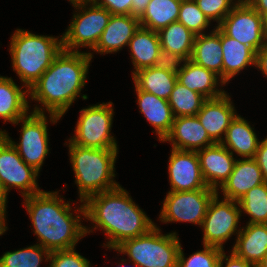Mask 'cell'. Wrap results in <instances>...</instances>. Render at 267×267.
<instances>
[{"mask_svg": "<svg viewBox=\"0 0 267 267\" xmlns=\"http://www.w3.org/2000/svg\"><path fill=\"white\" fill-rule=\"evenodd\" d=\"M93 52H76L62 50L52 65L28 90L31 100L41 103L32 112L49 114L50 122L57 123L86 84L89 64Z\"/></svg>", "mask_w": 267, "mask_h": 267, "instance_id": "6da1fadb", "label": "cell"}, {"mask_svg": "<svg viewBox=\"0 0 267 267\" xmlns=\"http://www.w3.org/2000/svg\"><path fill=\"white\" fill-rule=\"evenodd\" d=\"M84 206L85 219L93 224V229L86 227V234L98 228L103 230L108 236L103 246L108 249H115L123 241L142 236L156 226L120 185L89 197Z\"/></svg>", "mask_w": 267, "mask_h": 267, "instance_id": "7a4b0ae2", "label": "cell"}, {"mask_svg": "<svg viewBox=\"0 0 267 267\" xmlns=\"http://www.w3.org/2000/svg\"><path fill=\"white\" fill-rule=\"evenodd\" d=\"M58 195V191H41L24 197L34 234L40 239L38 244L49 252L75 248L79 239L86 236V226L80 219V214L85 218L84 203L76 208L78 215L73 216L70 202Z\"/></svg>", "mask_w": 267, "mask_h": 267, "instance_id": "3957f363", "label": "cell"}, {"mask_svg": "<svg viewBox=\"0 0 267 267\" xmlns=\"http://www.w3.org/2000/svg\"><path fill=\"white\" fill-rule=\"evenodd\" d=\"M12 67L29 90L63 50L62 36L37 35L16 29L11 36Z\"/></svg>", "mask_w": 267, "mask_h": 267, "instance_id": "277c9868", "label": "cell"}, {"mask_svg": "<svg viewBox=\"0 0 267 267\" xmlns=\"http://www.w3.org/2000/svg\"><path fill=\"white\" fill-rule=\"evenodd\" d=\"M70 162L79 190V200L117 188L114 180L118 149H94L81 147L68 141Z\"/></svg>", "mask_w": 267, "mask_h": 267, "instance_id": "5b68a950", "label": "cell"}, {"mask_svg": "<svg viewBox=\"0 0 267 267\" xmlns=\"http://www.w3.org/2000/svg\"><path fill=\"white\" fill-rule=\"evenodd\" d=\"M176 232L162 234L155 226L148 233L123 241L114 251L126 254L134 267H177L181 246Z\"/></svg>", "mask_w": 267, "mask_h": 267, "instance_id": "8992f818", "label": "cell"}, {"mask_svg": "<svg viewBox=\"0 0 267 267\" xmlns=\"http://www.w3.org/2000/svg\"><path fill=\"white\" fill-rule=\"evenodd\" d=\"M113 103H100L80 110L75 135L69 140L78 146L94 149H118L111 136Z\"/></svg>", "mask_w": 267, "mask_h": 267, "instance_id": "52a82bcc", "label": "cell"}, {"mask_svg": "<svg viewBox=\"0 0 267 267\" xmlns=\"http://www.w3.org/2000/svg\"><path fill=\"white\" fill-rule=\"evenodd\" d=\"M73 7L76 10L73 20L62 35L63 49L79 52L80 47H87L93 50L112 14L95 4Z\"/></svg>", "mask_w": 267, "mask_h": 267, "instance_id": "ba28073f", "label": "cell"}, {"mask_svg": "<svg viewBox=\"0 0 267 267\" xmlns=\"http://www.w3.org/2000/svg\"><path fill=\"white\" fill-rule=\"evenodd\" d=\"M30 115L19 119L16 123H22L21 138L19 143L11 140L6 130H0L10 144L18 151L22 160L28 165L40 172L45 157L49 153L48 129L46 113L31 112Z\"/></svg>", "mask_w": 267, "mask_h": 267, "instance_id": "9c48e42d", "label": "cell"}, {"mask_svg": "<svg viewBox=\"0 0 267 267\" xmlns=\"http://www.w3.org/2000/svg\"><path fill=\"white\" fill-rule=\"evenodd\" d=\"M217 192L210 200L201 227L203 229V245L223 249V244L231 238L234 233L238 235L240 217V206L238 201L223 198L219 201Z\"/></svg>", "mask_w": 267, "mask_h": 267, "instance_id": "30bf717a", "label": "cell"}, {"mask_svg": "<svg viewBox=\"0 0 267 267\" xmlns=\"http://www.w3.org/2000/svg\"><path fill=\"white\" fill-rule=\"evenodd\" d=\"M215 189L169 191L163 201L159 220L163 223L190 222L201 226Z\"/></svg>", "mask_w": 267, "mask_h": 267, "instance_id": "8fae6325", "label": "cell"}, {"mask_svg": "<svg viewBox=\"0 0 267 267\" xmlns=\"http://www.w3.org/2000/svg\"><path fill=\"white\" fill-rule=\"evenodd\" d=\"M38 174L39 172L28 166L18 151L0 134V185L4 194L7 196L13 187L20 189L23 197L43 191L38 187Z\"/></svg>", "mask_w": 267, "mask_h": 267, "instance_id": "7c38bea8", "label": "cell"}, {"mask_svg": "<svg viewBox=\"0 0 267 267\" xmlns=\"http://www.w3.org/2000/svg\"><path fill=\"white\" fill-rule=\"evenodd\" d=\"M218 27L229 37L257 53L266 43L262 16L245 0H239Z\"/></svg>", "mask_w": 267, "mask_h": 267, "instance_id": "4fadbf2b", "label": "cell"}, {"mask_svg": "<svg viewBox=\"0 0 267 267\" xmlns=\"http://www.w3.org/2000/svg\"><path fill=\"white\" fill-rule=\"evenodd\" d=\"M170 191L213 189L205 183L196 151L172 148L168 164Z\"/></svg>", "mask_w": 267, "mask_h": 267, "instance_id": "5bb4252c", "label": "cell"}, {"mask_svg": "<svg viewBox=\"0 0 267 267\" xmlns=\"http://www.w3.org/2000/svg\"><path fill=\"white\" fill-rule=\"evenodd\" d=\"M203 179L217 192L233 171L237 159L221 143L196 151ZM219 186V187H218Z\"/></svg>", "mask_w": 267, "mask_h": 267, "instance_id": "9a60e30c", "label": "cell"}, {"mask_svg": "<svg viewBox=\"0 0 267 267\" xmlns=\"http://www.w3.org/2000/svg\"><path fill=\"white\" fill-rule=\"evenodd\" d=\"M235 107L230 96L206 99L197 113L198 120L215 143H221L231 121L236 117ZM224 135V137L222 136Z\"/></svg>", "mask_w": 267, "mask_h": 267, "instance_id": "2e32d148", "label": "cell"}, {"mask_svg": "<svg viewBox=\"0 0 267 267\" xmlns=\"http://www.w3.org/2000/svg\"><path fill=\"white\" fill-rule=\"evenodd\" d=\"M169 141L172 148L198 151L215 144L197 116H180L173 120L170 133L162 142Z\"/></svg>", "mask_w": 267, "mask_h": 267, "instance_id": "e0dca14e", "label": "cell"}, {"mask_svg": "<svg viewBox=\"0 0 267 267\" xmlns=\"http://www.w3.org/2000/svg\"><path fill=\"white\" fill-rule=\"evenodd\" d=\"M256 160L254 158L238 159L228 179L220 187L225 199L238 201L253 187L265 183Z\"/></svg>", "mask_w": 267, "mask_h": 267, "instance_id": "ac0fdd59", "label": "cell"}, {"mask_svg": "<svg viewBox=\"0 0 267 267\" xmlns=\"http://www.w3.org/2000/svg\"><path fill=\"white\" fill-rule=\"evenodd\" d=\"M139 27V17L112 14L93 51L100 54L120 51L122 47L128 46L130 39Z\"/></svg>", "mask_w": 267, "mask_h": 267, "instance_id": "d6986e66", "label": "cell"}, {"mask_svg": "<svg viewBox=\"0 0 267 267\" xmlns=\"http://www.w3.org/2000/svg\"><path fill=\"white\" fill-rule=\"evenodd\" d=\"M177 81L189 90L200 93L206 99L217 98L225 93L221 88L217 89L218 81L221 82V87L225 85L217 74L195 64L190 59L183 62L177 74Z\"/></svg>", "mask_w": 267, "mask_h": 267, "instance_id": "ffe728a7", "label": "cell"}, {"mask_svg": "<svg viewBox=\"0 0 267 267\" xmlns=\"http://www.w3.org/2000/svg\"><path fill=\"white\" fill-rule=\"evenodd\" d=\"M135 91L139 112L155 128V133L158 135L159 141L162 142L170 133L174 120L168 100L140 90L136 85Z\"/></svg>", "mask_w": 267, "mask_h": 267, "instance_id": "44dd1931", "label": "cell"}, {"mask_svg": "<svg viewBox=\"0 0 267 267\" xmlns=\"http://www.w3.org/2000/svg\"><path fill=\"white\" fill-rule=\"evenodd\" d=\"M232 248L237 257L258 266L267 254V224L247 223Z\"/></svg>", "mask_w": 267, "mask_h": 267, "instance_id": "7402d4cb", "label": "cell"}, {"mask_svg": "<svg viewBox=\"0 0 267 267\" xmlns=\"http://www.w3.org/2000/svg\"><path fill=\"white\" fill-rule=\"evenodd\" d=\"M220 39L223 51L222 82L226 84L247 66L256 65V53L249 46L227 36L221 29Z\"/></svg>", "mask_w": 267, "mask_h": 267, "instance_id": "603a6c76", "label": "cell"}, {"mask_svg": "<svg viewBox=\"0 0 267 267\" xmlns=\"http://www.w3.org/2000/svg\"><path fill=\"white\" fill-rule=\"evenodd\" d=\"M253 130L254 128L246 119L236 115L231 121L221 144L232 154L235 152L242 159L254 158L260 141Z\"/></svg>", "mask_w": 267, "mask_h": 267, "instance_id": "cb8c5ba5", "label": "cell"}, {"mask_svg": "<svg viewBox=\"0 0 267 267\" xmlns=\"http://www.w3.org/2000/svg\"><path fill=\"white\" fill-rule=\"evenodd\" d=\"M223 51L221 48L220 28L216 26L210 34L196 35L190 60L195 64L213 71L222 80Z\"/></svg>", "mask_w": 267, "mask_h": 267, "instance_id": "d4e9b609", "label": "cell"}, {"mask_svg": "<svg viewBox=\"0 0 267 267\" xmlns=\"http://www.w3.org/2000/svg\"><path fill=\"white\" fill-rule=\"evenodd\" d=\"M13 81L12 78L0 76V118L4 122L16 123L28 114V89L26 91ZM27 93V94H26Z\"/></svg>", "mask_w": 267, "mask_h": 267, "instance_id": "484cf974", "label": "cell"}, {"mask_svg": "<svg viewBox=\"0 0 267 267\" xmlns=\"http://www.w3.org/2000/svg\"><path fill=\"white\" fill-rule=\"evenodd\" d=\"M128 46L135 71L152 67L157 61L161 49L158 33L140 26L130 39Z\"/></svg>", "mask_w": 267, "mask_h": 267, "instance_id": "4316f807", "label": "cell"}, {"mask_svg": "<svg viewBox=\"0 0 267 267\" xmlns=\"http://www.w3.org/2000/svg\"><path fill=\"white\" fill-rule=\"evenodd\" d=\"M134 84L145 92L168 100L177 82V74L155 66L138 70L133 75Z\"/></svg>", "mask_w": 267, "mask_h": 267, "instance_id": "83f0119b", "label": "cell"}, {"mask_svg": "<svg viewBox=\"0 0 267 267\" xmlns=\"http://www.w3.org/2000/svg\"><path fill=\"white\" fill-rule=\"evenodd\" d=\"M182 0H150L146 10L139 17L140 26L158 32L176 22Z\"/></svg>", "mask_w": 267, "mask_h": 267, "instance_id": "f1b7e54d", "label": "cell"}, {"mask_svg": "<svg viewBox=\"0 0 267 267\" xmlns=\"http://www.w3.org/2000/svg\"><path fill=\"white\" fill-rule=\"evenodd\" d=\"M162 49L189 60L192 56L195 34L180 22H172L158 32Z\"/></svg>", "mask_w": 267, "mask_h": 267, "instance_id": "f546056e", "label": "cell"}, {"mask_svg": "<svg viewBox=\"0 0 267 267\" xmlns=\"http://www.w3.org/2000/svg\"><path fill=\"white\" fill-rule=\"evenodd\" d=\"M206 100L200 93L189 90L184 85L176 82L168 103L174 118L180 116H196Z\"/></svg>", "mask_w": 267, "mask_h": 267, "instance_id": "4dcf8cb0", "label": "cell"}, {"mask_svg": "<svg viewBox=\"0 0 267 267\" xmlns=\"http://www.w3.org/2000/svg\"><path fill=\"white\" fill-rule=\"evenodd\" d=\"M238 204L240 212L250 216L248 223L267 224V182L249 190Z\"/></svg>", "mask_w": 267, "mask_h": 267, "instance_id": "1f68e13d", "label": "cell"}, {"mask_svg": "<svg viewBox=\"0 0 267 267\" xmlns=\"http://www.w3.org/2000/svg\"><path fill=\"white\" fill-rule=\"evenodd\" d=\"M50 252L35 244L26 248L7 251L0 257V267H40L43 258L48 262Z\"/></svg>", "mask_w": 267, "mask_h": 267, "instance_id": "d6a6232c", "label": "cell"}, {"mask_svg": "<svg viewBox=\"0 0 267 267\" xmlns=\"http://www.w3.org/2000/svg\"><path fill=\"white\" fill-rule=\"evenodd\" d=\"M178 22L195 35H201L211 24L209 18L199 9L194 0H182Z\"/></svg>", "mask_w": 267, "mask_h": 267, "instance_id": "836d02e7", "label": "cell"}, {"mask_svg": "<svg viewBox=\"0 0 267 267\" xmlns=\"http://www.w3.org/2000/svg\"><path fill=\"white\" fill-rule=\"evenodd\" d=\"M222 249L203 245V250L197 251L186 258L182 246L178 252L177 267H218Z\"/></svg>", "mask_w": 267, "mask_h": 267, "instance_id": "e575fe53", "label": "cell"}, {"mask_svg": "<svg viewBox=\"0 0 267 267\" xmlns=\"http://www.w3.org/2000/svg\"><path fill=\"white\" fill-rule=\"evenodd\" d=\"M199 9L209 18L216 21L217 26L234 8L239 0H194ZM235 1V2H234Z\"/></svg>", "mask_w": 267, "mask_h": 267, "instance_id": "d590c367", "label": "cell"}, {"mask_svg": "<svg viewBox=\"0 0 267 267\" xmlns=\"http://www.w3.org/2000/svg\"><path fill=\"white\" fill-rule=\"evenodd\" d=\"M48 267H91V263L75 248L50 252Z\"/></svg>", "mask_w": 267, "mask_h": 267, "instance_id": "8d00e7d4", "label": "cell"}, {"mask_svg": "<svg viewBox=\"0 0 267 267\" xmlns=\"http://www.w3.org/2000/svg\"><path fill=\"white\" fill-rule=\"evenodd\" d=\"M182 62H185L183 57L161 48L154 66L158 69H164L174 74H178L182 68Z\"/></svg>", "mask_w": 267, "mask_h": 267, "instance_id": "74e56055", "label": "cell"}, {"mask_svg": "<svg viewBox=\"0 0 267 267\" xmlns=\"http://www.w3.org/2000/svg\"><path fill=\"white\" fill-rule=\"evenodd\" d=\"M94 4L111 14L131 15L132 0H95Z\"/></svg>", "mask_w": 267, "mask_h": 267, "instance_id": "f35d334b", "label": "cell"}, {"mask_svg": "<svg viewBox=\"0 0 267 267\" xmlns=\"http://www.w3.org/2000/svg\"><path fill=\"white\" fill-rule=\"evenodd\" d=\"M223 262L226 263L225 267H257L256 265L248 263L244 259L237 257L232 251L229 256L228 255L226 256V253L224 250L222 251V254L219 259L218 267H224Z\"/></svg>", "mask_w": 267, "mask_h": 267, "instance_id": "ab89813d", "label": "cell"}, {"mask_svg": "<svg viewBox=\"0 0 267 267\" xmlns=\"http://www.w3.org/2000/svg\"><path fill=\"white\" fill-rule=\"evenodd\" d=\"M254 159L256 160L262 175L267 182V137L259 142Z\"/></svg>", "mask_w": 267, "mask_h": 267, "instance_id": "60d3db41", "label": "cell"}, {"mask_svg": "<svg viewBox=\"0 0 267 267\" xmlns=\"http://www.w3.org/2000/svg\"><path fill=\"white\" fill-rule=\"evenodd\" d=\"M255 67L267 78V43L256 53Z\"/></svg>", "mask_w": 267, "mask_h": 267, "instance_id": "b9f144b4", "label": "cell"}, {"mask_svg": "<svg viewBox=\"0 0 267 267\" xmlns=\"http://www.w3.org/2000/svg\"><path fill=\"white\" fill-rule=\"evenodd\" d=\"M150 0H132L131 15L140 17L146 10Z\"/></svg>", "mask_w": 267, "mask_h": 267, "instance_id": "7bdbcfd3", "label": "cell"}, {"mask_svg": "<svg viewBox=\"0 0 267 267\" xmlns=\"http://www.w3.org/2000/svg\"><path fill=\"white\" fill-rule=\"evenodd\" d=\"M261 15L267 11V0H245Z\"/></svg>", "mask_w": 267, "mask_h": 267, "instance_id": "ee69618b", "label": "cell"}, {"mask_svg": "<svg viewBox=\"0 0 267 267\" xmlns=\"http://www.w3.org/2000/svg\"><path fill=\"white\" fill-rule=\"evenodd\" d=\"M5 218H6V205H0V236L3 235L7 230Z\"/></svg>", "mask_w": 267, "mask_h": 267, "instance_id": "f6af8a7d", "label": "cell"}, {"mask_svg": "<svg viewBox=\"0 0 267 267\" xmlns=\"http://www.w3.org/2000/svg\"><path fill=\"white\" fill-rule=\"evenodd\" d=\"M73 6L94 4L95 0H69Z\"/></svg>", "mask_w": 267, "mask_h": 267, "instance_id": "bcb514c9", "label": "cell"}, {"mask_svg": "<svg viewBox=\"0 0 267 267\" xmlns=\"http://www.w3.org/2000/svg\"><path fill=\"white\" fill-rule=\"evenodd\" d=\"M261 16H262L263 31L267 39V11L264 12Z\"/></svg>", "mask_w": 267, "mask_h": 267, "instance_id": "7dc6e473", "label": "cell"}, {"mask_svg": "<svg viewBox=\"0 0 267 267\" xmlns=\"http://www.w3.org/2000/svg\"><path fill=\"white\" fill-rule=\"evenodd\" d=\"M7 196L4 194L1 185H0V205H7Z\"/></svg>", "mask_w": 267, "mask_h": 267, "instance_id": "c3c4849f", "label": "cell"}, {"mask_svg": "<svg viewBox=\"0 0 267 267\" xmlns=\"http://www.w3.org/2000/svg\"><path fill=\"white\" fill-rule=\"evenodd\" d=\"M257 267H267V254L264 256L262 262Z\"/></svg>", "mask_w": 267, "mask_h": 267, "instance_id": "681fc988", "label": "cell"}, {"mask_svg": "<svg viewBox=\"0 0 267 267\" xmlns=\"http://www.w3.org/2000/svg\"><path fill=\"white\" fill-rule=\"evenodd\" d=\"M123 262V265L121 264L122 262H120V264L118 265V267H125L126 261L125 259L121 260Z\"/></svg>", "mask_w": 267, "mask_h": 267, "instance_id": "f907efd6", "label": "cell"}]
</instances>
